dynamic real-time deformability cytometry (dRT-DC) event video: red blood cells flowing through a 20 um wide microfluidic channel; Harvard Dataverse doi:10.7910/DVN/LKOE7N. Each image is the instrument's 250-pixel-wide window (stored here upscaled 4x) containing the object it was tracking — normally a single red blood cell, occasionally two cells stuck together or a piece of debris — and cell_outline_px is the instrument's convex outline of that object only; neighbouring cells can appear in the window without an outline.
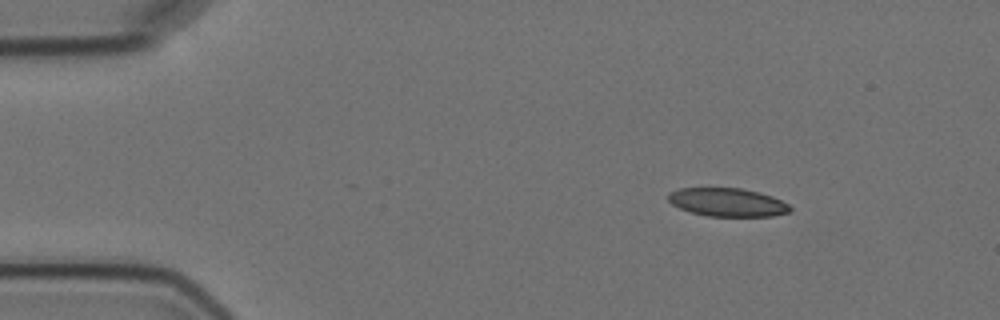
{"species": "Egyptian fruit bat (a non-hibernating species)", "species_latin": "Rousettus aegyptiacus", "temperature_condition": "cold", "stored_images_in_passage": 4, "camera_frame_rate_fps": 3000, "um_per_image_px": 0.085, "animal": {"sex": "female"}, "frame": {"image": 1, "passage_image": 2, "time_ms": 1.333, "image_size_px": [1000, 320], "cell_outline_px": [[792, 212], [772, 216], [708, 216], [692, 212], [680, 208], [672, 204], [668, 200], [668, 192], [680, 188], [740, 188], [760, 192], [772, 196], [788, 204], [792, 208]], "centroid_in_image_um": [61.85, 17.19], "position_along_channel_um": 23.1, "area_um2": 20.17}}
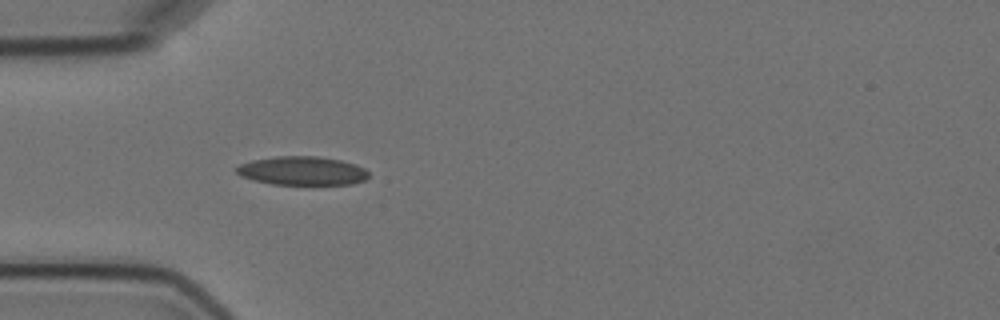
{"frame": {"image": 2, "passage_image": 4, "time_ms": 4.333, "image_size_px": [1000, 320], "cell_outline_px": [[368, 176], [364, 180], [352, 184], [272, 184], [252, 180], [240, 176], [236, 172], [236, 168], [240, 164], [252, 160], [276, 156], [316, 156], [340, 160], [356, 164], [364, 168], [368, 172]], "centroid_in_image_um": [25.67, 14.51], "position_along_channel_um": 59.3, "area_um2": 22.08}}